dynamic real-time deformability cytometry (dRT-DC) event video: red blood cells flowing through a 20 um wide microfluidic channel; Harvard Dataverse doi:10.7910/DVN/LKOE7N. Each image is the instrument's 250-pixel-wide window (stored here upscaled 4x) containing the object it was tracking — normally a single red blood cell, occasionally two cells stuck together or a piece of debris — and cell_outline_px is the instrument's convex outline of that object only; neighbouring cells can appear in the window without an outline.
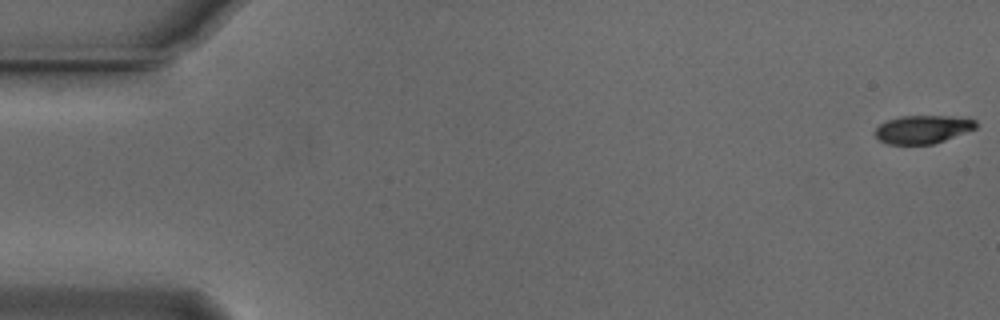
{"species": "Egyptian fruit bat (a non-hibernating species)", "species_latin": "Rousettus aegyptiacus", "temperature_condition": "cold", "stored_images_in_passage": 15, "camera_frame_rate_fps": 3000, "um_per_image_px": 0.085, "animal": {"sex": "male"}, "frame": {"image": 1, "passage_image": 1, "time_ms": 0.0, "image_size_px": [1000, 320], "cell_outline_px": [[976, 128], [944, 140], [932, 144], [888, 144], [880, 140], [876, 136], [876, 128], [880, 124], [888, 120], [900, 116], [952, 116], [976, 120]], "centroid_in_image_um": [78.42, 10.99], "position_along_channel_um": 6.6, "area_um2": 16.3}}
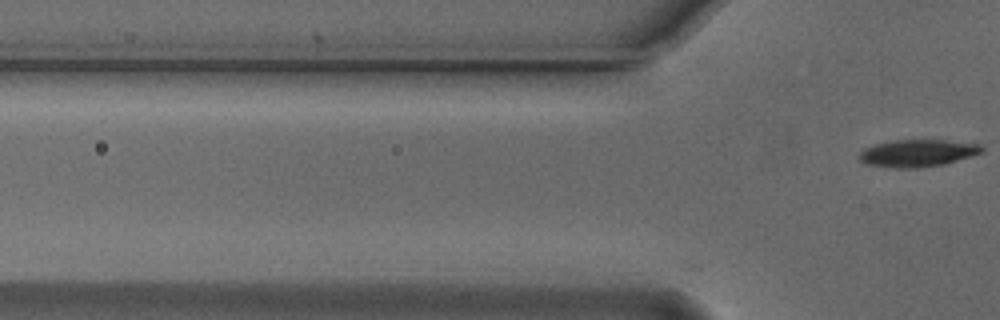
{"frame": {"image": 2, "passage_image": 15, "time_ms": 4.667, "image_size_px": [1000, 320], "cell_outline_px": [[984, 152], [972, 156], [944, 164], [920, 168], [896, 168], [864, 164], [856, 156], [864, 148], [876, 144], [892, 140], [944, 140], [980, 144], [984, 148]], "centroid_in_image_um": [77.98, 13.02], "position_along_channel_um": 47.8, "area_um2": 19.65}}